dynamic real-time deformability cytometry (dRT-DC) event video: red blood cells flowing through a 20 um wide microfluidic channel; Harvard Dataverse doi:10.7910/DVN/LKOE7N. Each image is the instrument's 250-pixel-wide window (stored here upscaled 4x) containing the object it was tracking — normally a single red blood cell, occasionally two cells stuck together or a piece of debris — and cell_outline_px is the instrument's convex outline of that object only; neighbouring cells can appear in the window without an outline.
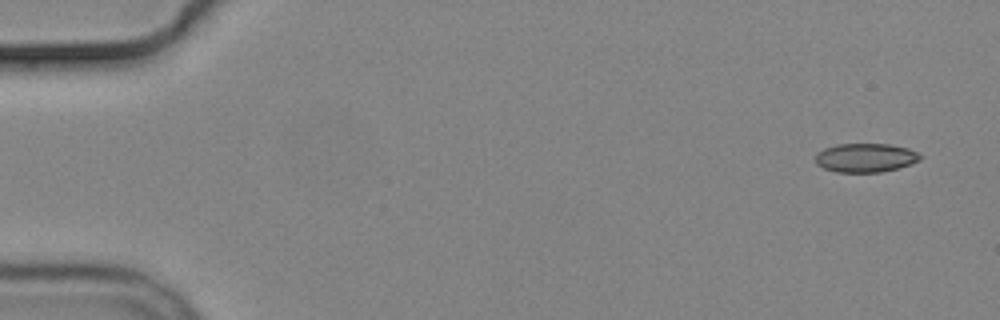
{"species": "common noctule bat (a hibernating species)", "species_latin": "Nyctalus noctula", "temperature_condition": "cold", "stored_images_in_passage": 4, "camera_frame_rate_fps": 3000, "um_per_image_px": 0.085, "animal": {"sex": "male", "body_mass_g": 19.2, "forearm_length_mm": 51.8}, "frame": {"image": 1, "passage_image": 1, "time_ms": 0.0, "image_size_px": [1000, 320], "cell_outline_px": [[924, 156], [920, 160], [896, 168], [880, 172], [836, 172], [824, 168], [816, 164], [816, 156], [824, 148], [836, 144], [888, 144], [908, 148]], "centroid_in_image_um": [73.57, 13.4], "position_along_channel_um": 11.4, "area_um2": 17.46}}
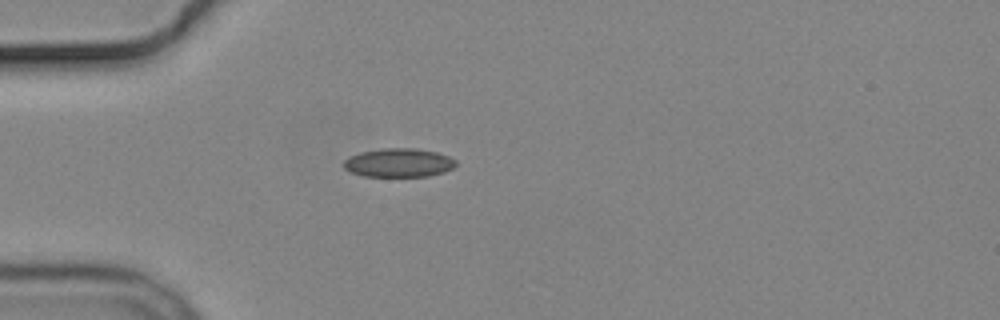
{"frame": {"image": 2, "passage_image": 4, "time_ms": 4.333, "image_size_px": [1000, 320], "cell_outline_px": [[456, 164], [452, 168], [444, 172], [428, 176], [364, 176], [352, 172], [344, 168], [344, 160], [348, 156], [360, 152], [384, 148], [416, 148], [436, 152], [448, 156], [456, 160]], "centroid_in_image_um": [33.88, 13.82], "position_along_channel_um": 51.1, "area_um2": 18.73}}